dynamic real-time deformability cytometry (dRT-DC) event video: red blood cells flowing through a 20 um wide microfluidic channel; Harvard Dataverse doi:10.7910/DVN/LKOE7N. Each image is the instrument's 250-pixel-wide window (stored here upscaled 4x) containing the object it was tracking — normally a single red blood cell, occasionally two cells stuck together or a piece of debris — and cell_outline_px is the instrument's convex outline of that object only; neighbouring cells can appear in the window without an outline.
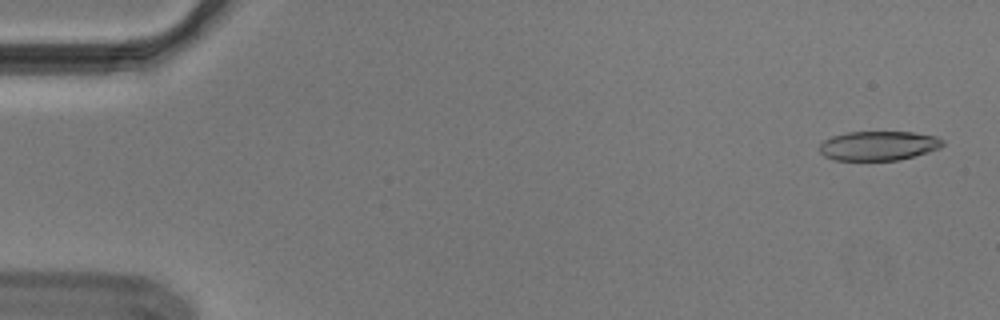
{"species": "Egyptian fruit bat (a non-hibernating species)", "species_latin": "Rousettus aegyptiacus", "temperature_condition": "cold", "stored_images_in_passage": 54, "camera_frame_rate_fps": 3000, "um_per_image_px": 0.085, "animal": {"sex": "male"}, "frame": {"image": 1, "passage_image": 2, "time_ms": 0.333, "image_size_px": [1000, 320], "cell_outline_px": [[944, 144], [940, 148], [928, 152], [900, 160], [832, 160], [824, 156], [820, 152], [820, 144], [824, 140], [832, 136], [848, 132], [912, 132], [936, 136], [944, 140]], "centroid_in_image_um": [74.68, 12.39], "position_along_channel_um": 10.3, "area_um2": 21.15}}
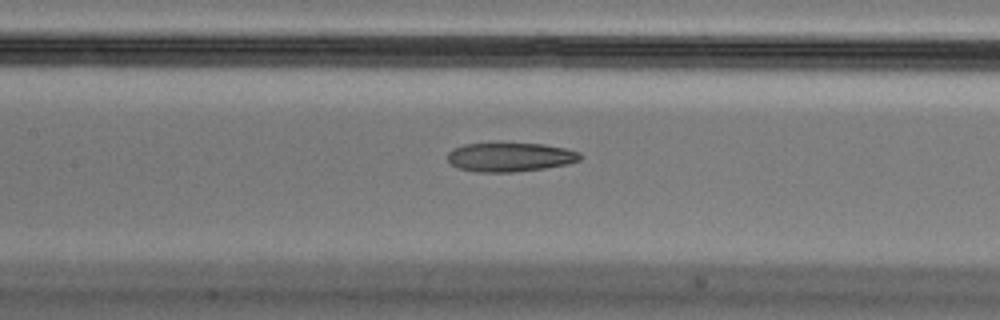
{"frame": {"image": 2, "passage_image": 25, "time_ms": 8.0, "image_size_px": [1000, 320], "cell_outline_px": [[584, 156], [580, 160], [568, 164], [544, 168], [512, 172], [476, 172], [456, 168], [448, 160], [448, 152], [452, 148], [464, 144], [544, 144], [564, 148], [580, 152]], "centroid_in_image_um": [43.36, 13.36], "position_along_channel_um": 164.0, "area_um2": 22.37}}
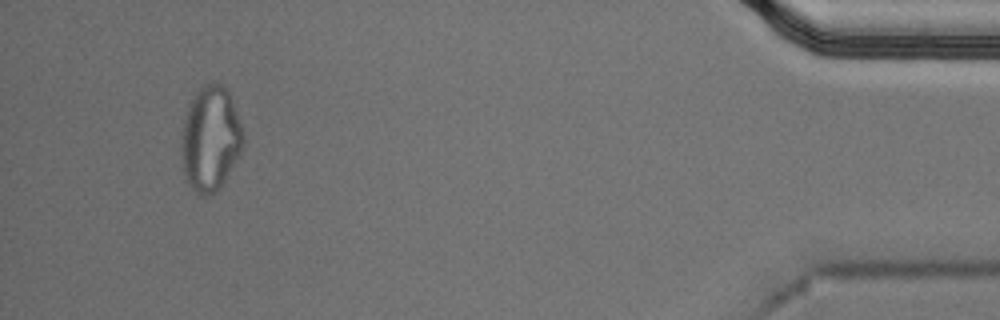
{"frame": {"image": 3, "passage_image": 51, "time_ms": 16.667, "image_size_px": [1000, 320], "cell_outline_px": [[244, 148], [224, 184], [216, 192], [208, 196], [200, 196], [188, 184], [184, 176], [180, 148], [180, 136], [184, 116], [196, 92], [204, 84], [220, 84], [228, 88], [244, 132]], "centroid_in_image_um": [17.9, 11.84], "position_along_channel_um": 417.3, "area_um2": 38.61}, "authors_computed_cell_mechanics": {"area_um2": 23.4957, "velocity_mm_per_s": 3.6996, "shape_relaxation_time_tau1_ms": null, "shape_relaxation_time_tau2_ms": 3.7043, "deformation_change_tau1": null, "deformation_change_tau2": 0.1276}}